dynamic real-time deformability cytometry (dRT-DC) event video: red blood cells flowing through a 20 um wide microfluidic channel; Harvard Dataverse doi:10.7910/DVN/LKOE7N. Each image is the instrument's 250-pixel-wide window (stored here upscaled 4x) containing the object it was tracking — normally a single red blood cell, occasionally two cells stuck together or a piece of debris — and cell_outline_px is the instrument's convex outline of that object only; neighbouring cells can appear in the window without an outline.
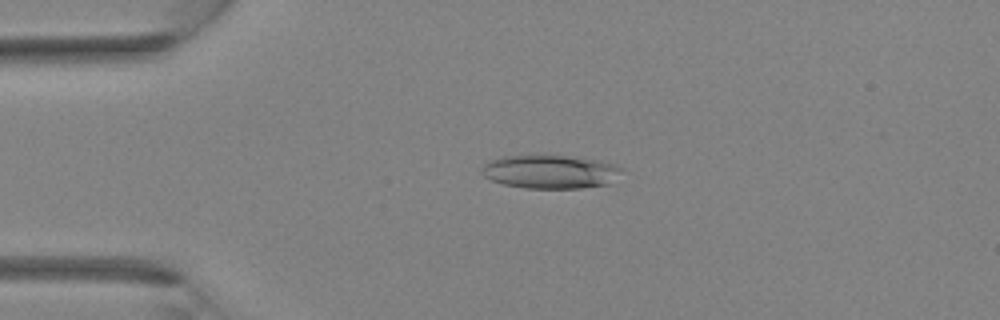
{"species": "Egyptian fruit bat (a non-hibernating species)", "species_latin": "Rousettus aegyptiacus", "temperature_condition": "room temperature", "stored_images_in_passage": 37, "camera_frame_rate_fps": 3000, "um_per_image_px": 0.085, "animal": {"sex": "female"}, "frame": {"image": 1, "passage_image": 9, "time_ms": 2.667, "image_size_px": [1000, 320], "cell_outline_px": [[620, 168], [608, 184], [580, 188], [524, 188], [504, 184], [492, 180], [484, 176], [480, 172], [480, 168], [488, 160], [504, 156], [564, 156], [600, 160], [612, 164]], "centroid_in_image_um": [46.66, 14.6], "position_along_channel_um": 38.3, "area_um2": 26.82}}
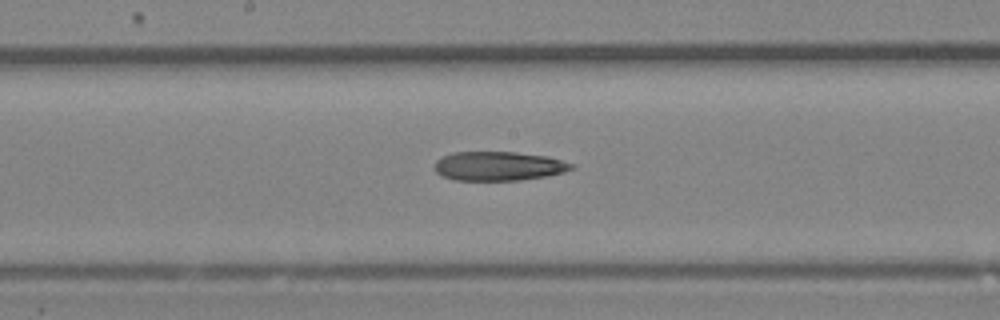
{"frame": {"image": 2, "passage_image": 20, "time_ms": 6.333, "image_size_px": [1000, 320], "cell_outline_px": [[576, 168], [564, 172], [544, 176], [520, 180], [452, 180], [440, 176], [432, 168], [436, 160], [452, 152], [516, 152], [548, 156], [576, 164]], "centroid_in_image_um": [42.37, 14.11], "position_along_channel_um": 205.8, "area_um2": 23.52}}
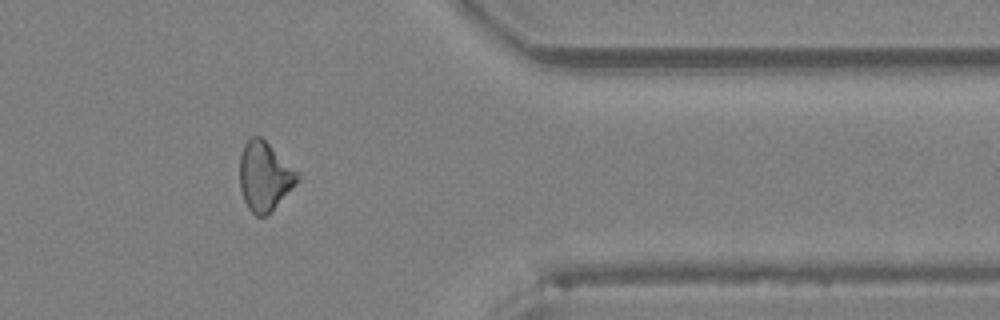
{"frame": {"image": 3, "passage_image": 31, "time_ms": 10.0, "image_size_px": [1000, 320], "cell_outline_px": [[300, 180], [264, 216], [256, 216], [248, 208], [244, 200], [240, 188], [240, 156], [244, 144], [252, 136], [260, 136], [300, 176]], "centroid_in_image_um": [22.44, 14.98], "position_along_channel_um": 389.0, "area_um2": 22.37}}